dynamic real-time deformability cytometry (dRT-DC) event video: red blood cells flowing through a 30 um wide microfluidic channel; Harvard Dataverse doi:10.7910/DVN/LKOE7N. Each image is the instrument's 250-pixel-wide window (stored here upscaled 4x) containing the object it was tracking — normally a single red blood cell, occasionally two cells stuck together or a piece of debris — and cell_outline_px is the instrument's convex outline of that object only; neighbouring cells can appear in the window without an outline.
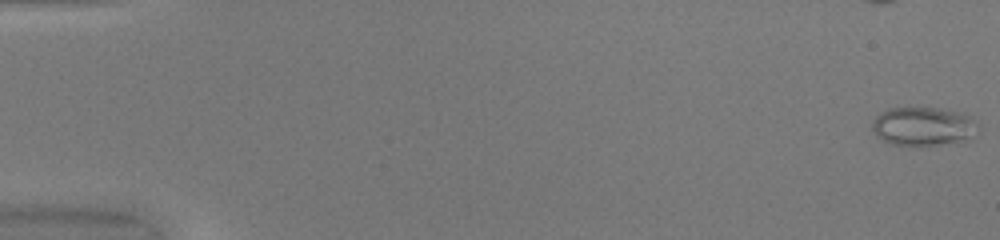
{"species": "common noctule bat (a hibernating species)", "species_latin": "Nyctalus noctula", "temperature_condition": "warm", "stored_images_in_passage": 43, "camera_frame_rate_fps": 3000, "um_per_image_px": 0.085, "animal": {"sex": "female", "body_mass_g": 20.0, "forearm_length_mm": 54.0}, "frame": {"image": 1, "passage_image": 1, "time_ms": 0.0, "image_size_px": [1000, 240], "cell_outline_px": [[980, 124], [968, 136], [956, 140], [936, 144], [892, 144], [884, 140], [872, 128], [872, 120], [876, 116], [888, 108], [940, 108], [956, 112], [968, 116]], "centroid_in_image_um": [78.4, 10.69], "position_along_channel_um": 6.6, "area_um2": 22.66}}